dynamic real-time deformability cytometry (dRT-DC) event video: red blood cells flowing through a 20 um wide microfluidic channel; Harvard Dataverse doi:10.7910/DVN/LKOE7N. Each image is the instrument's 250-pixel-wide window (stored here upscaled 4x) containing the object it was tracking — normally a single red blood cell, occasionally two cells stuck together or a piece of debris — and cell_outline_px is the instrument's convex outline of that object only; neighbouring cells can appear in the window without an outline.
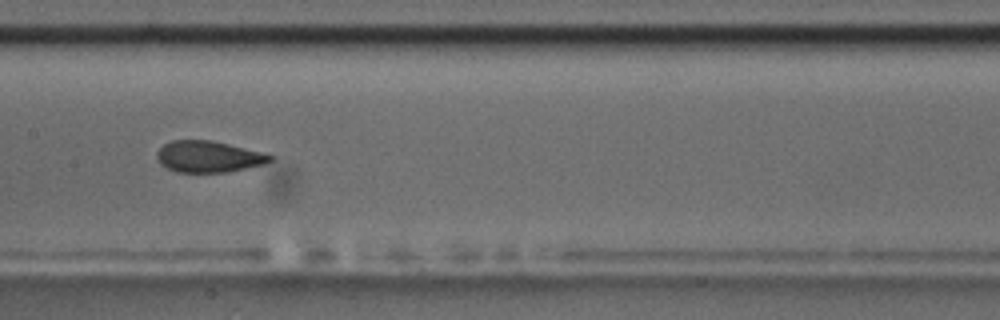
{"species": "common noctule bat (a hibernating species)", "species_latin": "Nyctalus noctula", "temperature_condition": "room temperature", "stored_images_in_passage": 9, "camera_frame_rate_fps": 3000, "um_per_image_px": 0.085, "animal": {"sex": "male", "body_mass_g": 17.5, "forearm_length_mm": 52.3}, "frame": {"image": 1, "passage_image": 8, "time_ms": 8.333, "image_size_px": [1000, 320], "cell_outline_px": [[272, 160], [264, 164], [224, 172], [176, 172], [160, 164], [156, 156], [156, 152], [164, 144], [172, 140], [212, 140], [264, 152], [272, 156]], "centroid_in_image_um": [17.7, 13.3], "position_along_channel_um": 189.7, "area_um2": 20.63}}